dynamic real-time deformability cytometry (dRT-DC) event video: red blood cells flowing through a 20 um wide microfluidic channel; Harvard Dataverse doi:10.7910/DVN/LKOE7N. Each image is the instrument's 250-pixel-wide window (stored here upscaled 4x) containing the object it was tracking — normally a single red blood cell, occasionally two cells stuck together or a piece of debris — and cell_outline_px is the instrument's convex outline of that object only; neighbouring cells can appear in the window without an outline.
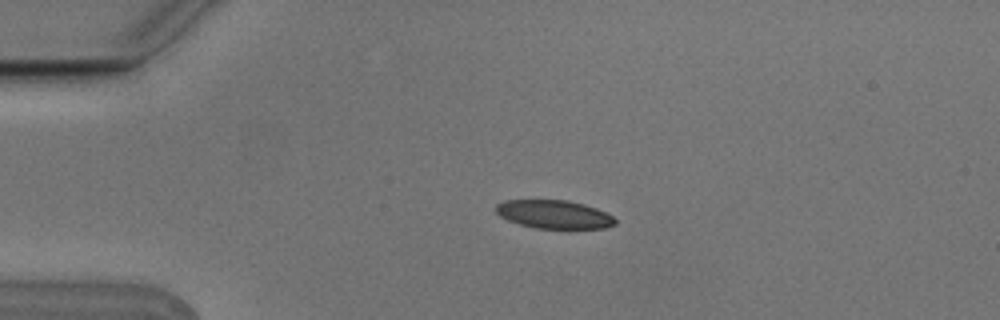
{"species": "Egyptian fruit bat (a non-hibernating species)", "species_latin": "Rousettus aegyptiacus", "temperature_condition": "cold", "stored_images_in_passage": 4, "camera_frame_rate_fps": 3000, "um_per_image_px": 0.085, "animal": {"sex": "male"}, "frame": {"image": 1, "passage_image": 3, "time_ms": 0.667, "image_size_px": [1000, 320], "cell_outline_px": [[616, 224], [604, 228], [568, 232], [536, 228], [520, 224], [508, 220], [500, 216], [496, 212], [496, 204], [504, 200], [568, 200], [584, 204], [596, 208], [612, 216], [616, 220]], "centroid_in_image_um": [47.14, 18.27], "position_along_channel_um": 37.9, "area_um2": 20.58}}